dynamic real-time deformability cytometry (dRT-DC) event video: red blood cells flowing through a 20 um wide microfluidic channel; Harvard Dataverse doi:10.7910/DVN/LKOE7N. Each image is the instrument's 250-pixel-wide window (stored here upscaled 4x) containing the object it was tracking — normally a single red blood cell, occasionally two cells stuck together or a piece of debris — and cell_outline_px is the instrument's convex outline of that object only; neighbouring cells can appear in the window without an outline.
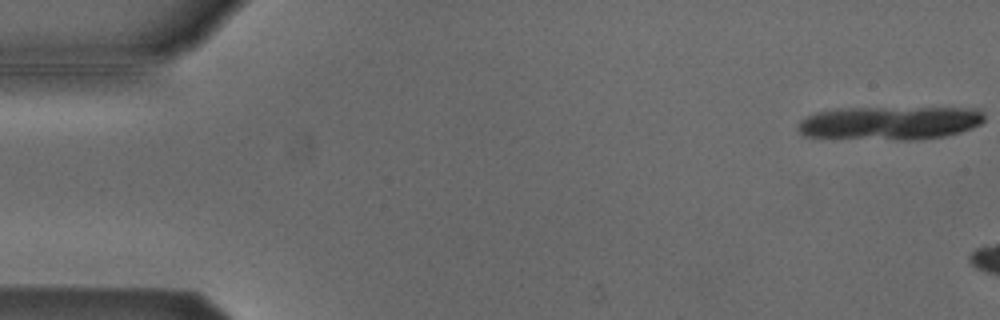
{"species": "Egyptian fruit bat (a non-hibernating species)", "species_latin": "Rousettus aegyptiacus", "temperature_condition": "cold", "stored_images_in_passage": 10, "camera_frame_rate_fps": 3000, "um_per_image_px": 0.085, "animal": {"sex": "male"}, "frame": {"image": 1, "passage_image": 1, "time_ms": 0.0, "image_size_px": [1000, 320], "cell_outline_px": [[984, 120], [980, 124], [972, 128], [960, 132], [944, 136], [916, 140], [896, 140], [804, 136], [796, 128], [800, 120], [816, 112], [836, 108], [980, 108], [984, 112]], "centroid_in_image_um": [75.66, 10.45], "position_along_channel_um": 9.3, "area_um2": 36.65}}